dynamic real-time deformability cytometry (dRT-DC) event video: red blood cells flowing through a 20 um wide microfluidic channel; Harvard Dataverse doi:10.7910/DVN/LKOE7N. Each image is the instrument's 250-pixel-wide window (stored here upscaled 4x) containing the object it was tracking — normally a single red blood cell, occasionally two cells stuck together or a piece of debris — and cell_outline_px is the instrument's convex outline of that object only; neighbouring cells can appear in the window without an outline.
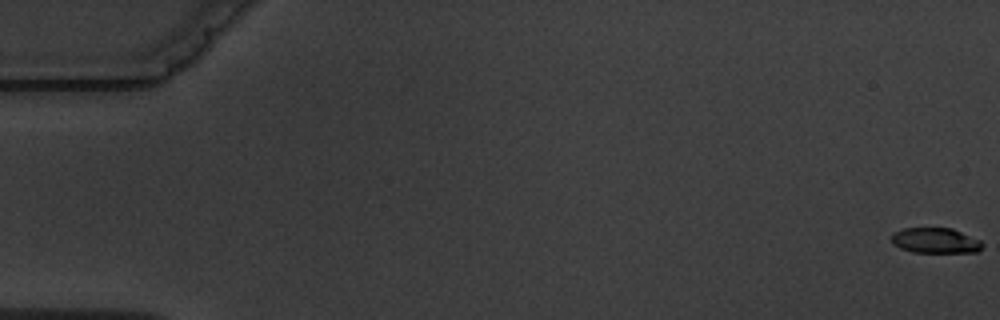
{"species": "common noctule bat (a hibernating species)", "species_latin": "Nyctalus noctula", "temperature_condition": "warm", "stored_images_in_passage": 6, "camera_frame_rate_fps": 3000, "um_per_image_px": 0.085, "animal": {"sex": "male", "body_mass_g": 19.5, "forearm_length_mm": 54.6}, "frame": {"image": 1, "passage_image": 1, "time_ms": 0.0, "image_size_px": [1000, 320], "cell_outline_px": [[984, 244], [976, 252], [912, 252], [900, 248], [892, 244], [892, 232], [904, 228], [952, 228], [980, 240]], "centroid_in_image_um": [79.48, 20.44], "position_along_channel_um": 5.5, "area_um2": 13.41}}
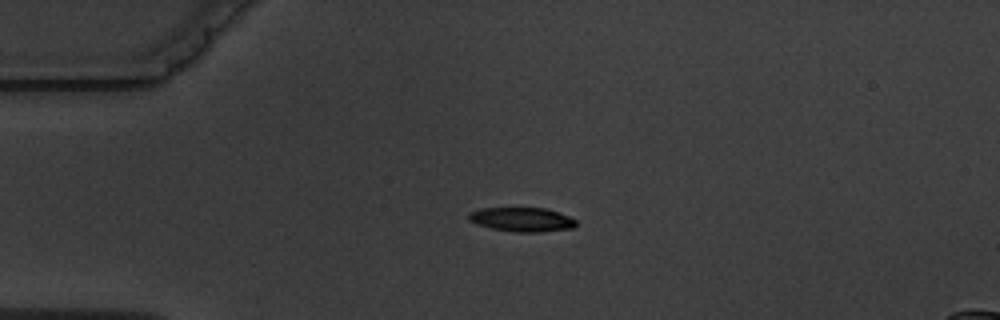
{"frame": {"image": 2, "passage_image": 5, "time_ms": 4.667, "image_size_px": [1000, 320], "cell_outline_px": [[576, 224], [572, 228], [540, 232], [512, 232], [492, 228], [476, 224], [468, 220], [468, 212], [480, 208], [544, 208], [560, 212], [576, 220]], "centroid_in_image_um": [44.33, 18.65], "position_along_channel_um": 40.7, "area_um2": 15.2}}